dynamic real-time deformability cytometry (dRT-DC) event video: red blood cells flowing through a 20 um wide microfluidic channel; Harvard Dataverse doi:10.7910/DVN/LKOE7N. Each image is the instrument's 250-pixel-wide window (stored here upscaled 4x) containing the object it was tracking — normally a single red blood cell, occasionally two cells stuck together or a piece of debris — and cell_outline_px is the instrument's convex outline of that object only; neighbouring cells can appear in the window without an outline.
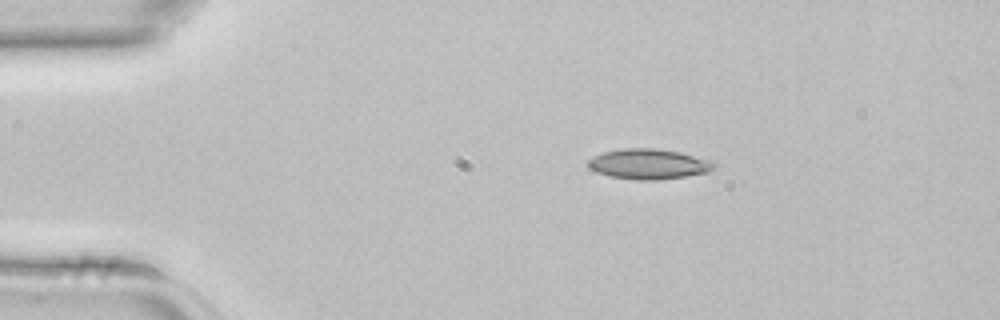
{"species": "common noctule bat (a hibernating species)", "species_latin": "Nyctalus noctula", "temperature_condition": "room temperature", "stored_images_in_passage": 2, "camera_frame_rate_fps": 3000, "um_per_image_px": 0.085, "animal": {"sex": "female", "body_mass_g": 22.7, "forearm_length_mm": 54.2}, "frame": {"image": 1, "passage_image": 1, "time_ms": 0.0, "image_size_px": [1000, 320], "cell_outline_px": [[716, 164], [708, 172], [684, 176], [656, 180], [640, 180], [608, 176], [596, 172], [588, 168], [588, 160], [592, 156], [604, 152], [624, 148], [656, 148], [680, 152], [712, 160]], "centroid_in_image_um": [55.11, 13.93], "position_along_channel_um": 29.9, "area_um2": 22.2}}